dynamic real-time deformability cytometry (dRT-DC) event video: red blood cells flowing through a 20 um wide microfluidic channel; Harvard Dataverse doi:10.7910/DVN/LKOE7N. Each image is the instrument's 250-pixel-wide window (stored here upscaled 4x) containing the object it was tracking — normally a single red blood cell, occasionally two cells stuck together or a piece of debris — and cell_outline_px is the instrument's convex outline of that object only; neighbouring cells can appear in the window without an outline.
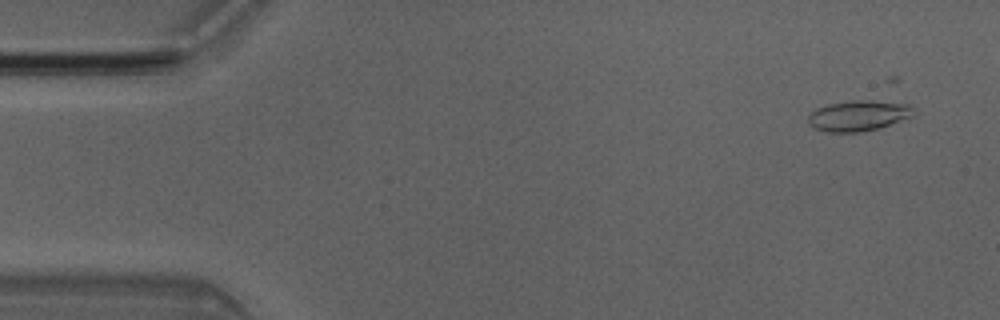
{"species": "Egyptian fruit bat (a non-hibernating species)", "species_latin": "Rousettus aegyptiacus", "temperature_condition": "room temperature", "stored_images_in_passage": 6, "camera_frame_rate_fps": 3000, "um_per_image_px": 0.085, "animal": {"sex": "male"}, "frame": {"image": 1, "passage_image": 2, "time_ms": 0.333, "image_size_px": [1000, 320], "cell_outline_px": [[916, 108], [912, 116], [880, 128], [860, 132], [828, 132], [812, 128], [808, 124], [808, 116], [816, 108], [828, 104], [852, 100], [868, 100], [908, 104]], "centroid_in_image_um": [72.95, 9.83], "position_along_channel_um": 12.1, "area_um2": 18.9}}